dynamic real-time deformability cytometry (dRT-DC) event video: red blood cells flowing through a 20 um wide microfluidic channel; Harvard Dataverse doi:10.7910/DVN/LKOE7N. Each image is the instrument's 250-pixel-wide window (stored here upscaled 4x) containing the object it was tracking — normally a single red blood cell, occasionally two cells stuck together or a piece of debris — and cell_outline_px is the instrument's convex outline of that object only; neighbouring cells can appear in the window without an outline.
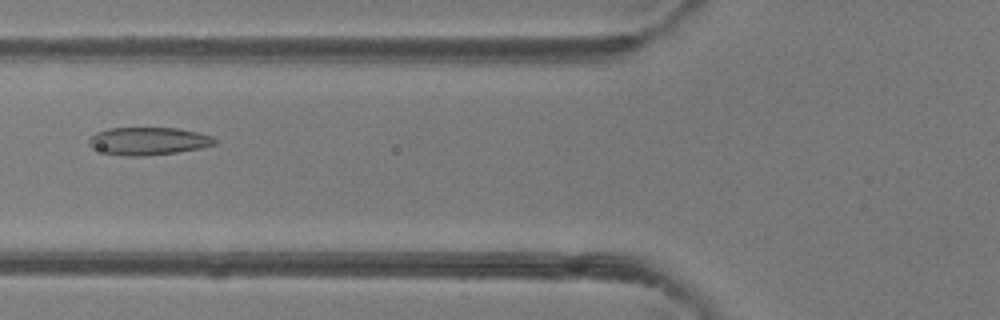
{"species": "common noctule bat (a hibernating species)", "species_latin": "Nyctalus noctula", "temperature_condition": "room temperature", "stored_images_in_passage": 49, "camera_frame_rate_fps": 3000, "um_per_image_px": 0.085, "animal": {"sex": "female"}, "frame": {"image": 1, "passage_image": 19, "time_ms": 6.0, "image_size_px": [1000, 320], "cell_outline_px": [[220, 140], [216, 144], [200, 148], [176, 152], [144, 156], [124, 156], [104, 152], [92, 148], [88, 144], [88, 140], [96, 132], [108, 128], [180, 128], [212, 136]], "centroid_in_image_um": [12.62, 11.99], "position_along_channel_um": 113.2, "area_um2": 20.4}}
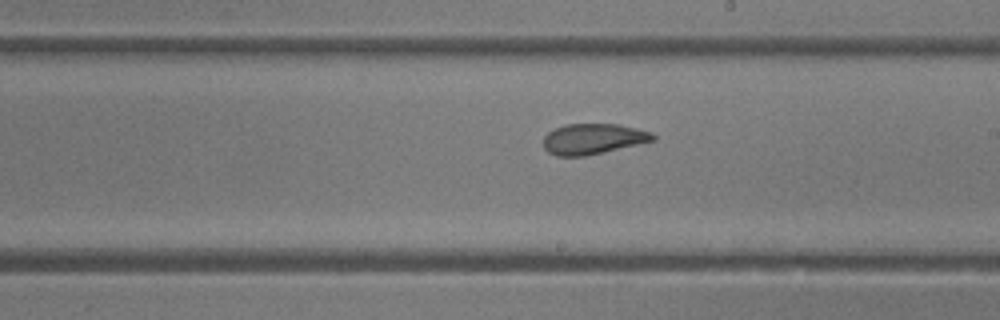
{"frame": {"image": 2, "passage_image": 28, "time_ms": 9.0, "image_size_px": [1000, 320], "cell_outline_px": [[656, 140], [584, 156], [556, 156], [548, 152], [544, 148], [544, 136], [548, 132], [564, 124], [620, 124], [652, 132], [656, 136]], "centroid_in_image_um": [50.41, 11.8], "position_along_channel_um": 238.6, "area_um2": 19.48}}
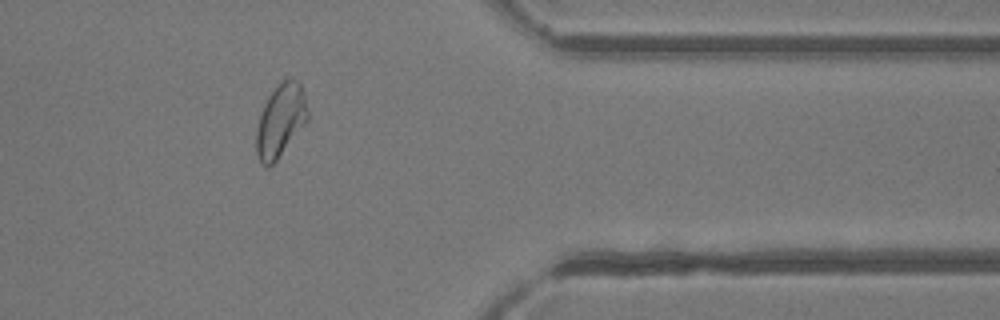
{"frame": {"image": 3, "passage_image": 40, "time_ms": 13.0, "image_size_px": [1000, 320], "cell_outline_px": [[308, 120], [276, 160], [268, 168], [260, 164], [256, 152], [256, 128], [264, 104], [268, 96], [288, 76], [296, 80], [300, 84], [304, 96], [308, 112]], "centroid_in_image_um": [23.83, 10.27], "position_along_channel_um": 387.6, "area_um2": 21.5}, "authors_computed_cell_mechanics": {"area_um2": 22.1374, "velocity_mm_per_s": 4.1754, "shape_relaxation_time_tau1_ms": 4.6676, "shape_relaxation_time_tau2_ms": 1.6515, "deformation_change_tau1": 0.1219, "deformation_change_tau2": 0.0687}}